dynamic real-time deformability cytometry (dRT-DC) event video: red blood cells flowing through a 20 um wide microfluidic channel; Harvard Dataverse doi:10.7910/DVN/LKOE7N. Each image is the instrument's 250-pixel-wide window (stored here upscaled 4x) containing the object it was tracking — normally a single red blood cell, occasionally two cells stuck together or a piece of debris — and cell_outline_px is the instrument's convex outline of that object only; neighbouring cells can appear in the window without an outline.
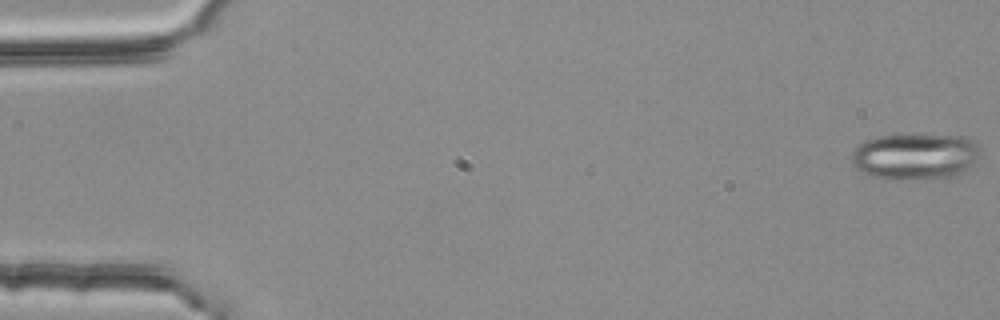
{"species": "common noctule bat (a hibernating species)", "species_latin": "Nyctalus noctula", "temperature_condition": "room temperature", "stored_images_in_passage": 10, "camera_frame_rate_fps": 3000, "um_per_image_px": 0.085, "animal": {"sex": "female", "body_mass_g": 25.1}, "frame": {"image": 1, "passage_image": 1, "time_ms": 0.0, "image_size_px": [1000, 320], "cell_outline_px": [[980, 156], [972, 164], [960, 172], [952, 176], [900, 180], [884, 180], [868, 176], [856, 168], [852, 164], [852, 152], [864, 140], [876, 136], [968, 136], [976, 140], [980, 148]], "centroid_in_image_um": [77.77, 13.3], "position_along_channel_um": 7.2, "area_um2": 34.68}}